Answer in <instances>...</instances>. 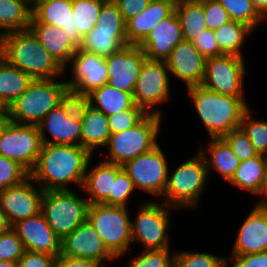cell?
<instances>
[{"instance_id": "6da1fadb", "label": "cell", "mask_w": 267, "mask_h": 267, "mask_svg": "<svg viewBox=\"0 0 267 267\" xmlns=\"http://www.w3.org/2000/svg\"><path fill=\"white\" fill-rule=\"evenodd\" d=\"M92 154L76 145L42 144L30 177L44 191L81 189Z\"/></svg>"}, {"instance_id": "7a4b0ae2", "label": "cell", "mask_w": 267, "mask_h": 267, "mask_svg": "<svg viewBox=\"0 0 267 267\" xmlns=\"http://www.w3.org/2000/svg\"><path fill=\"white\" fill-rule=\"evenodd\" d=\"M187 90L210 138H222L240 128L242 117L249 109L244 96L219 94L202 85Z\"/></svg>"}, {"instance_id": "3957f363", "label": "cell", "mask_w": 267, "mask_h": 267, "mask_svg": "<svg viewBox=\"0 0 267 267\" xmlns=\"http://www.w3.org/2000/svg\"><path fill=\"white\" fill-rule=\"evenodd\" d=\"M0 55L33 80L61 78L66 72L41 45L30 29L0 37Z\"/></svg>"}, {"instance_id": "277c9868", "label": "cell", "mask_w": 267, "mask_h": 267, "mask_svg": "<svg viewBox=\"0 0 267 267\" xmlns=\"http://www.w3.org/2000/svg\"><path fill=\"white\" fill-rule=\"evenodd\" d=\"M208 179L207 164L198 149L194 157L177 166L172 173L168 172L162 202L175 209L195 208L206 190Z\"/></svg>"}, {"instance_id": "5b68a950", "label": "cell", "mask_w": 267, "mask_h": 267, "mask_svg": "<svg viewBox=\"0 0 267 267\" xmlns=\"http://www.w3.org/2000/svg\"><path fill=\"white\" fill-rule=\"evenodd\" d=\"M33 80L28 88L7 108L9 120L38 125L42 119L59 105L60 97L67 88L64 80Z\"/></svg>"}, {"instance_id": "8992f818", "label": "cell", "mask_w": 267, "mask_h": 267, "mask_svg": "<svg viewBox=\"0 0 267 267\" xmlns=\"http://www.w3.org/2000/svg\"><path fill=\"white\" fill-rule=\"evenodd\" d=\"M162 116L148 114L135 127L111 134L104 161L123 166L138 155L151 151L158 143Z\"/></svg>"}, {"instance_id": "52a82bcc", "label": "cell", "mask_w": 267, "mask_h": 267, "mask_svg": "<svg viewBox=\"0 0 267 267\" xmlns=\"http://www.w3.org/2000/svg\"><path fill=\"white\" fill-rule=\"evenodd\" d=\"M130 218L124 206L90 204L87 212V220L117 259L124 256L132 243Z\"/></svg>"}, {"instance_id": "ba28073f", "label": "cell", "mask_w": 267, "mask_h": 267, "mask_svg": "<svg viewBox=\"0 0 267 267\" xmlns=\"http://www.w3.org/2000/svg\"><path fill=\"white\" fill-rule=\"evenodd\" d=\"M87 199L70 190L44 191L41 213L51 229L62 239L87 220Z\"/></svg>"}, {"instance_id": "9c48e42d", "label": "cell", "mask_w": 267, "mask_h": 267, "mask_svg": "<svg viewBox=\"0 0 267 267\" xmlns=\"http://www.w3.org/2000/svg\"><path fill=\"white\" fill-rule=\"evenodd\" d=\"M126 23L112 0L103 6L96 26L82 38L80 49L108 57L128 46Z\"/></svg>"}, {"instance_id": "30bf717a", "label": "cell", "mask_w": 267, "mask_h": 267, "mask_svg": "<svg viewBox=\"0 0 267 267\" xmlns=\"http://www.w3.org/2000/svg\"><path fill=\"white\" fill-rule=\"evenodd\" d=\"M138 208L135 220L131 221L132 242L141 243L143 250L170 249L168 228L174 207L150 200Z\"/></svg>"}, {"instance_id": "8fae6325", "label": "cell", "mask_w": 267, "mask_h": 267, "mask_svg": "<svg viewBox=\"0 0 267 267\" xmlns=\"http://www.w3.org/2000/svg\"><path fill=\"white\" fill-rule=\"evenodd\" d=\"M167 64L163 60L145 59L139 77L135 83L133 99L136 105L143 108L148 114L162 116L157 105L169 101L170 76ZM156 108L154 110V108Z\"/></svg>"}, {"instance_id": "7c38bea8", "label": "cell", "mask_w": 267, "mask_h": 267, "mask_svg": "<svg viewBox=\"0 0 267 267\" xmlns=\"http://www.w3.org/2000/svg\"><path fill=\"white\" fill-rule=\"evenodd\" d=\"M41 147L36 125L8 120L0 134V155L18 162L29 173L36 165Z\"/></svg>"}, {"instance_id": "4fadbf2b", "label": "cell", "mask_w": 267, "mask_h": 267, "mask_svg": "<svg viewBox=\"0 0 267 267\" xmlns=\"http://www.w3.org/2000/svg\"><path fill=\"white\" fill-rule=\"evenodd\" d=\"M248 70L244 57L222 55L206 58L202 86L206 89L231 96H244V78Z\"/></svg>"}, {"instance_id": "5bb4252c", "label": "cell", "mask_w": 267, "mask_h": 267, "mask_svg": "<svg viewBox=\"0 0 267 267\" xmlns=\"http://www.w3.org/2000/svg\"><path fill=\"white\" fill-rule=\"evenodd\" d=\"M158 144L151 151L127 161L122 167L132 179L136 189L152 196H163L170 167Z\"/></svg>"}, {"instance_id": "9a60e30c", "label": "cell", "mask_w": 267, "mask_h": 267, "mask_svg": "<svg viewBox=\"0 0 267 267\" xmlns=\"http://www.w3.org/2000/svg\"><path fill=\"white\" fill-rule=\"evenodd\" d=\"M35 183V184H33ZM29 176L22 183L0 190V211L11 226L41 212L44 190Z\"/></svg>"}, {"instance_id": "2e32d148", "label": "cell", "mask_w": 267, "mask_h": 267, "mask_svg": "<svg viewBox=\"0 0 267 267\" xmlns=\"http://www.w3.org/2000/svg\"><path fill=\"white\" fill-rule=\"evenodd\" d=\"M59 256L90 259L101 266L108 261L117 260L88 220L61 239Z\"/></svg>"}, {"instance_id": "e0dca14e", "label": "cell", "mask_w": 267, "mask_h": 267, "mask_svg": "<svg viewBox=\"0 0 267 267\" xmlns=\"http://www.w3.org/2000/svg\"><path fill=\"white\" fill-rule=\"evenodd\" d=\"M70 62L73 78L65 80L67 88L89 95L108 83L106 57L78 47Z\"/></svg>"}, {"instance_id": "ac0fdd59", "label": "cell", "mask_w": 267, "mask_h": 267, "mask_svg": "<svg viewBox=\"0 0 267 267\" xmlns=\"http://www.w3.org/2000/svg\"><path fill=\"white\" fill-rule=\"evenodd\" d=\"M146 58L143 49L135 45L125 46L106 57L108 84L120 91L133 93Z\"/></svg>"}, {"instance_id": "d6986e66", "label": "cell", "mask_w": 267, "mask_h": 267, "mask_svg": "<svg viewBox=\"0 0 267 267\" xmlns=\"http://www.w3.org/2000/svg\"><path fill=\"white\" fill-rule=\"evenodd\" d=\"M12 228L22 241L25 250L56 257L60 255L61 238L51 229L41 212L17 222Z\"/></svg>"}, {"instance_id": "ffe728a7", "label": "cell", "mask_w": 267, "mask_h": 267, "mask_svg": "<svg viewBox=\"0 0 267 267\" xmlns=\"http://www.w3.org/2000/svg\"><path fill=\"white\" fill-rule=\"evenodd\" d=\"M165 62L170 75L185 82L187 88L202 84L206 58L192 42L182 40Z\"/></svg>"}, {"instance_id": "44dd1931", "label": "cell", "mask_w": 267, "mask_h": 267, "mask_svg": "<svg viewBox=\"0 0 267 267\" xmlns=\"http://www.w3.org/2000/svg\"><path fill=\"white\" fill-rule=\"evenodd\" d=\"M235 240L230 256L267 251V207H252Z\"/></svg>"}, {"instance_id": "7402d4cb", "label": "cell", "mask_w": 267, "mask_h": 267, "mask_svg": "<svg viewBox=\"0 0 267 267\" xmlns=\"http://www.w3.org/2000/svg\"><path fill=\"white\" fill-rule=\"evenodd\" d=\"M183 34L175 11L156 25L147 38L139 45L150 60H163L182 41Z\"/></svg>"}, {"instance_id": "603a6c76", "label": "cell", "mask_w": 267, "mask_h": 267, "mask_svg": "<svg viewBox=\"0 0 267 267\" xmlns=\"http://www.w3.org/2000/svg\"><path fill=\"white\" fill-rule=\"evenodd\" d=\"M37 126L42 144L81 146L82 121L71 119L60 105L51 110ZM46 133H49L52 140Z\"/></svg>"}, {"instance_id": "cb8c5ba5", "label": "cell", "mask_w": 267, "mask_h": 267, "mask_svg": "<svg viewBox=\"0 0 267 267\" xmlns=\"http://www.w3.org/2000/svg\"><path fill=\"white\" fill-rule=\"evenodd\" d=\"M32 15L40 23L61 28L77 47L81 45L82 37L73 22L72 0H37Z\"/></svg>"}, {"instance_id": "d4e9b609", "label": "cell", "mask_w": 267, "mask_h": 267, "mask_svg": "<svg viewBox=\"0 0 267 267\" xmlns=\"http://www.w3.org/2000/svg\"><path fill=\"white\" fill-rule=\"evenodd\" d=\"M29 29L52 58L66 70L67 64L70 63L71 57L78 47L63 33L62 29L40 23L33 15Z\"/></svg>"}, {"instance_id": "484cf974", "label": "cell", "mask_w": 267, "mask_h": 267, "mask_svg": "<svg viewBox=\"0 0 267 267\" xmlns=\"http://www.w3.org/2000/svg\"><path fill=\"white\" fill-rule=\"evenodd\" d=\"M175 11L170 2L150 1L144 11L126 22V37L129 45L139 46L152 29Z\"/></svg>"}, {"instance_id": "4316f807", "label": "cell", "mask_w": 267, "mask_h": 267, "mask_svg": "<svg viewBox=\"0 0 267 267\" xmlns=\"http://www.w3.org/2000/svg\"><path fill=\"white\" fill-rule=\"evenodd\" d=\"M116 179V164L101 160L91 170L87 168L82 191L88 193L89 204L109 206V194H113V180Z\"/></svg>"}, {"instance_id": "83f0119b", "label": "cell", "mask_w": 267, "mask_h": 267, "mask_svg": "<svg viewBox=\"0 0 267 267\" xmlns=\"http://www.w3.org/2000/svg\"><path fill=\"white\" fill-rule=\"evenodd\" d=\"M110 135L108 117L90 106L82 120L81 147L93 154L98 148L107 146Z\"/></svg>"}, {"instance_id": "f1b7e54d", "label": "cell", "mask_w": 267, "mask_h": 267, "mask_svg": "<svg viewBox=\"0 0 267 267\" xmlns=\"http://www.w3.org/2000/svg\"><path fill=\"white\" fill-rule=\"evenodd\" d=\"M201 148L199 151L205 158L208 174H211L210 170L214 169L225 181L229 182L233 178L240 160L228 144L222 138H210L207 153L205 149Z\"/></svg>"}, {"instance_id": "f546056e", "label": "cell", "mask_w": 267, "mask_h": 267, "mask_svg": "<svg viewBox=\"0 0 267 267\" xmlns=\"http://www.w3.org/2000/svg\"><path fill=\"white\" fill-rule=\"evenodd\" d=\"M33 79L0 55V104L7 108L28 88Z\"/></svg>"}, {"instance_id": "4dcf8cb0", "label": "cell", "mask_w": 267, "mask_h": 267, "mask_svg": "<svg viewBox=\"0 0 267 267\" xmlns=\"http://www.w3.org/2000/svg\"><path fill=\"white\" fill-rule=\"evenodd\" d=\"M175 13L185 41L193 42L207 29L203 1L183 0L175 5Z\"/></svg>"}, {"instance_id": "1f68e13d", "label": "cell", "mask_w": 267, "mask_h": 267, "mask_svg": "<svg viewBox=\"0 0 267 267\" xmlns=\"http://www.w3.org/2000/svg\"><path fill=\"white\" fill-rule=\"evenodd\" d=\"M32 6L25 0H0V37L30 27Z\"/></svg>"}, {"instance_id": "d6a6232c", "label": "cell", "mask_w": 267, "mask_h": 267, "mask_svg": "<svg viewBox=\"0 0 267 267\" xmlns=\"http://www.w3.org/2000/svg\"><path fill=\"white\" fill-rule=\"evenodd\" d=\"M89 96L90 105L106 116L131 109L135 105L133 93L120 91L108 83L94 90Z\"/></svg>"}, {"instance_id": "836d02e7", "label": "cell", "mask_w": 267, "mask_h": 267, "mask_svg": "<svg viewBox=\"0 0 267 267\" xmlns=\"http://www.w3.org/2000/svg\"><path fill=\"white\" fill-rule=\"evenodd\" d=\"M266 164L267 156L261 154L240 161L233 178L228 183L256 196L260 189Z\"/></svg>"}, {"instance_id": "e575fe53", "label": "cell", "mask_w": 267, "mask_h": 267, "mask_svg": "<svg viewBox=\"0 0 267 267\" xmlns=\"http://www.w3.org/2000/svg\"><path fill=\"white\" fill-rule=\"evenodd\" d=\"M251 33H253V30L246 24L233 20L214 30L220 51L224 55L241 57H243L241 47L247 40L246 37L250 36Z\"/></svg>"}, {"instance_id": "d590c367", "label": "cell", "mask_w": 267, "mask_h": 267, "mask_svg": "<svg viewBox=\"0 0 267 267\" xmlns=\"http://www.w3.org/2000/svg\"><path fill=\"white\" fill-rule=\"evenodd\" d=\"M107 0H73V22L83 38L98 23L103 4Z\"/></svg>"}, {"instance_id": "8d00e7d4", "label": "cell", "mask_w": 267, "mask_h": 267, "mask_svg": "<svg viewBox=\"0 0 267 267\" xmlns=\"http://www.w3.org/2000/svg\"><path fill=\"white\" fill-rule=\"evenodd\" d=\"M230 15L231 20L246 24L253 31L264 18L253 7L251 0H217Z\"/></svg>"}, {"instance_id": "74e56055", "label": "cell", "mask_w": 267, "mask_h": 267, "mask_svg": "<svg viewBox=\"0 0 267 267\" xmlns=\"http://www.w3.org/2000/svg\"><path fill=\"white\" fill-rule=\"evenodd\" d=\"M173 267H227V257L180 250L174 253Z\"/></svg>"}, {"instance_id": "f35d334b", "label": "cell", "mask_w": 267, "mask_h": 267, "mask_svg": "<svg viewBox=\"0 0 267 267\" xmlns=\"http://www.w3.org/2000/svg\"><path fill=\"white\" fill-rule=\"evenodd\" d=\"M240 128L247 135L257 152L267 156V120L252 118L249 108L242 117Z\"/></svg>"}, {"instance_id": "ab89813d", "label": "cell", "mask_w": 267, "mask_h": 267, "mask_svg": "<svg viewBox=\"0 0 267 267\" xmlns=\"http://www.w3.org/2000/svg\"><path fill=\"white\" fill-rule=\"evenodd\" d=\"M59 105L71 119L82 121L90 105V96L71 88H66L60 97Z\"/></svg>"}, {"instance_id": "60d3db41", "label": "cell", "mask_w": 267, "mask_h": 267, "mask_svg": "<svg viewBox=\"0 0 267 267\" xmlns=\"http://www.w3.org/2000/svg\"><path fill=\"white\" fill-rule=\"evenodd\" d=\"M135 190L128 173L121 165L116 164V179L113 180V194H109V206L128 207V200Z\"/></svg>"}, {"instance_id": "b9f144b4", "label": "cell", "mask_w": 267, "mask_h": 267, "mask_svg": "<svg viewBox=\"0 0 267 267\" xmlns=\"http://www.w3.org/2000/svg\"><path fill=\"white\" fill-rule=\"evenodd\" d=\"M147 115L148 113L143 108L135 104L131 109L107 116L110 132L115 134L133 128Z\"/></svg>"}, {"instance_id": "7bdbcfd3", "label": "cell", "mask_w": 267, "mask_h": 267, "mask_svg": "<svg viewBox=\"0 0 267 267\" xmlns=\"http://www.w3.org/2000/svg\"><path fill=\"white\" fill-rule=\"evenodd\" d=\"M30 173L18 162L0 155V190L22 183Z\"/></svg>"}, {"instance_id": "ee69618b", "label": "cell", "mask_w": 267, "mask_h": 267, "mask_svg": "<svg viewBox=\"0 0 267 267\" xmlns=\"http://www.w3.org/2000/svg\"><path fill=\"white\" fill-rule=\"evenodd\" d=\"M174 254L170 249L142 250V254L132 257L128 267H173Z\"/></svg>"}, {"instance_id": "f6af8a7d", "label": "cell", "mask_w": 267, "mask_h": 267, "mask_svg": "<svg viewBox=\"0 0 267 267\" xmlns=\"http://www.w3.org/2000/svg\"><path fill=\"white\" fill-rule=\"evenodd\" d=\"M222 139L228 144L240 161L259 155L241 128L232 130L230 133L224 135Z\"/></svg>"}, {"instance_id": "bcb514c9", "label": "cell", "mask_w": 267, "mask_h": 267, "mask_svg": "<svg viewBox=\"0 0 267 267\" xmlns=\"http://www.w3.org/2000/svg\"><path fill=\"white\" fill-rule=\"evenodd\" d=\"M24 251L23 243L12 227L0 235V260L19 261Z\"/></svg>"}, {"instance_id": "7dc6e473", "label": "cell", "mask_w": 267, "mask_h": 267, "mask_svg": "<svg viewBox=\"0 0 267 267\" xmlns=\"http://www.w3.org/2000/svg\"><path fill=\"white\" fill-rule=\"evenodd\" d=\"M207 29L216 30L231 21L230 15L217 0H203Z\"/></svg>"}, {"instance_id": "c3c4849f", "label": "cell", "mask_w": 267, "mask_h": 267, "mask_svg": "<svg viewBox=\"0 0 267 267\" xmlns=\"http://www.w3.org/2000/svg\"><path fill=\"white\" fill-rule=\"evenodd\" d=\"M192 43L205 58L224 55L218 47L214 30L206 29Z\"/></svg>"}, {"instance_id": "681fc988", "label": "cell", "mask_w": 267, "mask_h": 267, "mask_svg": "<svg viewBox=\"0 0 267 267\" xmlns=\"http://www.w3.org/2000/svg\"><path fill=\"white\" fill-rule=\"evenodd\" d=\"M227 267H267V251L230 256L227 258Z\"/></svg>"}, {"instance_id": "f907efd6", "label": "cell", "mask_w": 267, "mask_h": 267, "mask_svg": "<svg viewBox=\"0 0 267 267\" xmlns=\"http://www.w3.org/2000/svg\"><path fill=\"white\" fill-rule=\"evenodd\" d=\"M56 256L46 253L24 251L19 259L20 267H54Z\"/></svg>"}, {"instance_id": "816d5d0a", "label": "cell", "mask_w": 267, "mask_h": 267, "mask_svg": "<svg viewBox=\"0 0 267 267\" xmlns=\"http://www.w3.org/2000/svg\"><path fill=\"white\" fill-rule=\"evenodd\" d=\"M119 8L122 18L126 23L136 16L139 12L144 11L150 0H112Z\"/></svg>"}, {"instance_id": "f5cc1de1", "label": "cell", "mask_w": 267, "mask_h": 267, "mask_svg": "<svg viewBox=\"0 0 267 267\" xmlns=\"http://www.w3.org/2000/svg\"><path fill=\"white\" fill-rule=\"evenodd\" d=\"M54 267H102V266L90 259L58 256L56 258Z\"/></svg>"}, {"instance_id": "db71d44e", "label": "cell", "mask_w": 267, "mask_h": 267, "mask_svg": "<svg viewBox=\"0 0 267 267\" xmlns=\"http://www.w3.org/2000/svg\"><path fill=\"white\" fill-rule=\"evenodd\" d=\"M256 195H260L259 197H263L262 199L260 198L259 201H257L256 206H261V207H267V164L264 170V175L262 178V182L260 185V189Z\"/></svg>"}, {"instance_id": "11a10c76", "label": "cell", "mask_w": 267, "mask_h": 267, "mask_svg": "<svg viewBox=\"0 0 267 267\" xmlns=\"http://www.w3.org/2000/svg\"><path fill=\"white\" fill-rule=\"evenodd\" d=\"M253 7L264 18L267 15V0H251Z\"/></svg>"}, {"instance_id": "9f6ffc18", "label": "cell", "mask_w": 267, "mask_h": 267, "mask_svg": "<svg viewBox=\"0 0 267 267\" xmlns=\"http://www.w3.org/2000/svg\"><path fill=\"white\" fill-rule=\"evenodd\" d=\"M12 226L10 225L6 214L0 211V235H2L5 231L10 229Z\"/></svg>"}, {"instance_id": "6f0895ef", "label": "cell", "mask_w": 267, "mask_h": 267, "mask_svg": "<svg viewBox=\"0 0 267 267\" xmlns=\"http://www.w3.org/2000/svg\"><path fill=\"white\" fill-rule=\"evenodd\" d=\"M9 117H8V113L5 110L1 115H0V134L4 128V126L6 125V123L8 122Z\"/></svg>"}, {"instance_id": "680465c9", "label": "cell", "mask_w": 267, "mask_h": 267, "mask_svg": "<svg viewBox=\"0 0 267 267\" xmlns=\"http://www.w3.org/2000/svg\"><path fill=\"white\" fill-rule=\"evenodd\" d=\"M0 267H20L19 261L0 260Z\"/></svg>"}, {"instance_id": "91938a15", "label": "cell", "mask_w": 267, "mask_h": 267, "mask_svg": "<svg viewBox=\"0 0 267 267\" xmlns=\"http://www.w3.org/2000/svg\"><path fill=\"white\" fill-rule=\"evenodd\" d=\"M150 1H155V2H170V3H173V4L177 5L178 3H180L183 0H150Z\"/></svg>"}, {"instance_id": "94428289", "label": "cell", "mask_w": 267, "mask_h": 267, "mask_svg": "<svg viewBox=\"0 0 267 267\" xmlns=\"http://www.w3.org/2000/svg\"><path fill=\"white\" fill-rule=\"evenodd\" d=\"M25 1L29 3L31 6H33L37 0H25Z\"/></svg>"}, {"instance_id": "6125c7cd", "label": "cell", "mask_w": 267, "mask_h": 267, "mask_svg": "<svg viewBox=\"0 0 267 267\" xmlns=\"http://www.w3.org/2000/svg\"><path fill=\"white\" fill-rule=\"evenodd\" d=\"M6 109L0 104V115L5 111Z\"/></svg>"}]
</instances>
